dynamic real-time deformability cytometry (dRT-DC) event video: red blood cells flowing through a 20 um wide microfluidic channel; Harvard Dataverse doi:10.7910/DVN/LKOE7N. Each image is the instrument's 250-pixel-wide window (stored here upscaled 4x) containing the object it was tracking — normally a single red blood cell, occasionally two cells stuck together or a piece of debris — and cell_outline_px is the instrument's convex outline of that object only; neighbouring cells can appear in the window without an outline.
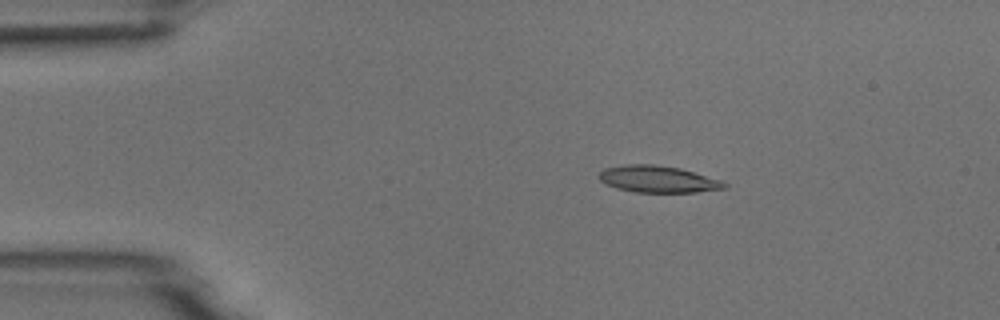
{"species": "common noctule bat (a hibernating species)", "species_latin": "Nyctalus noctula", "temperature_condition": "room temperature", "stored_images_in_passage": 9, "camera_frame_rate_fps": 3000, "um_per_image_px": 0.085, "animal": {"sex": "male", "body_mass_g": 18.8}, "frame": {"image": 1, "passage_image": 2, "time_ms": 2.0, "image_size_px": [1000, 320], "cell_outline_px": [[728, 188], [696, 192], [636, 192], [616, 188], [600, 180], [600, 172], [604, 168], [624, 164], [656, 164], [680, 168], [724, 180], [728, 184]], "centroid_in_image_um": [55.99, 15.22], "position_along_channel_um": 29.0, "area_um2": 19.71}}
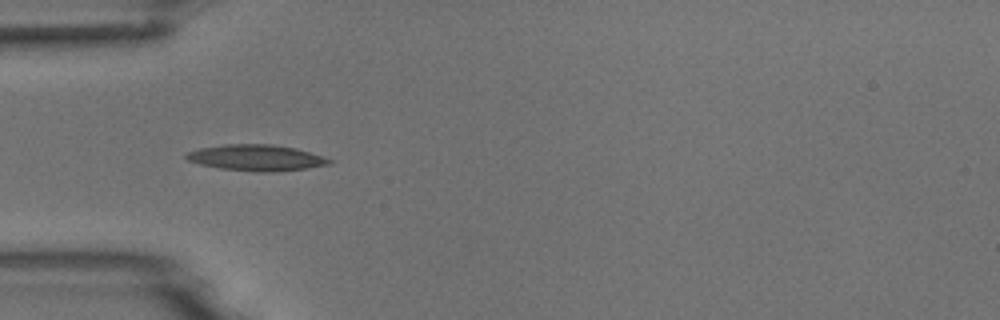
{"frame": {"image": 2, "passage_image": 4, "time_ms": 4.333, "image_size_px": [1000, 320], "cell_outline_px": [[336, 160], [332, 164], [308, 168], [268, 172], [256, 172], [220, 168], [200, 164], [188, 160], [184, 156], [188, 152], [200, 148], [224, 144], [272, 144], [296, 148]], "centroid_in_image_um": [21.84, 13.4], "position_along_channel_um": 63.2, "area_um2": 21.79}}
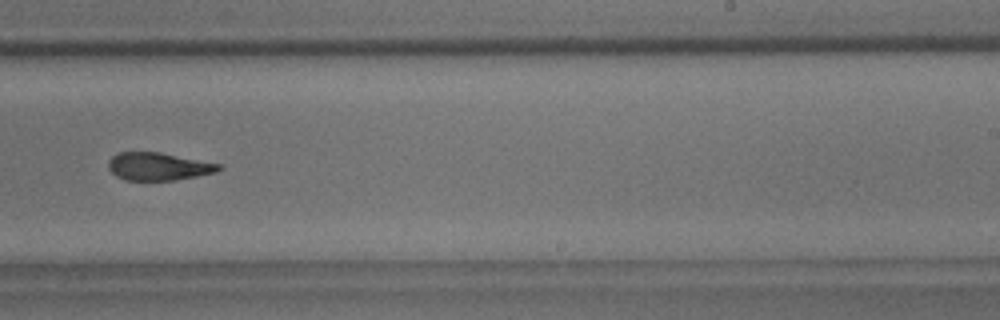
{"frame": {"image": 3, "passage_image": 9, "time_ms": 10.0, "image_size_px": [1000, 320], "cell_outline_px": [[224, 168], [216, 172], [176, 180], [124, 180], [116, 176], [108, 168], [108, 160], [112, 156], [120, 152], [160, 152], [220, 164]], "centroid_in_image_um": [13.45, 14.15], "position_along_channel_um": 275.5, "area_um2": 17.86}}